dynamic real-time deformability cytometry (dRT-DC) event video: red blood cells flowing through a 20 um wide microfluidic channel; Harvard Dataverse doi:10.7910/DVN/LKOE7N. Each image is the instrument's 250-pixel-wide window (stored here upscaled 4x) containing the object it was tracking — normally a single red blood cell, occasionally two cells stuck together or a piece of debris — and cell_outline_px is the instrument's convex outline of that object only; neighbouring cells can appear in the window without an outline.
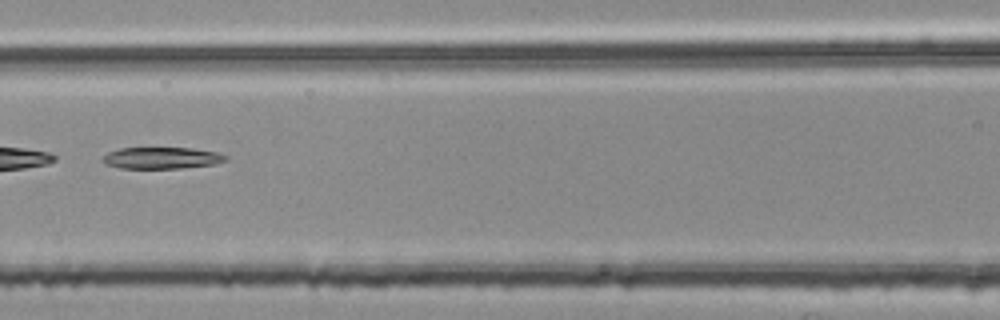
{"species": "common noctule bat (a hibernating species)", "species_latin": "Nyctalus noctula", "temperature_condition": "room temperature", "stored_images_in_passage": 5, "segment_of_instrument_passage": [2, 2], "camera_frame_rate_fps": 3000, "um_per_image_px": 0.085, "animal": {"sex": "female", "body_mass_g": 25.1}, "frame": {"image": 1, "passage_image": 5, "time_ms": 1.333, "image_size_px": [1000, 320], "cell_outline_px": [[228, 160], [212, 164], [180, 168], [120, 168], [104, 164], [100, 160], [108, 152], [120, 148], [192, 148], [216, 152], [228, 156]], "centroid_in_image_um": [13.71, 13.42], "position_along_channel_um": 152.9, "area_um2": 15.43}}